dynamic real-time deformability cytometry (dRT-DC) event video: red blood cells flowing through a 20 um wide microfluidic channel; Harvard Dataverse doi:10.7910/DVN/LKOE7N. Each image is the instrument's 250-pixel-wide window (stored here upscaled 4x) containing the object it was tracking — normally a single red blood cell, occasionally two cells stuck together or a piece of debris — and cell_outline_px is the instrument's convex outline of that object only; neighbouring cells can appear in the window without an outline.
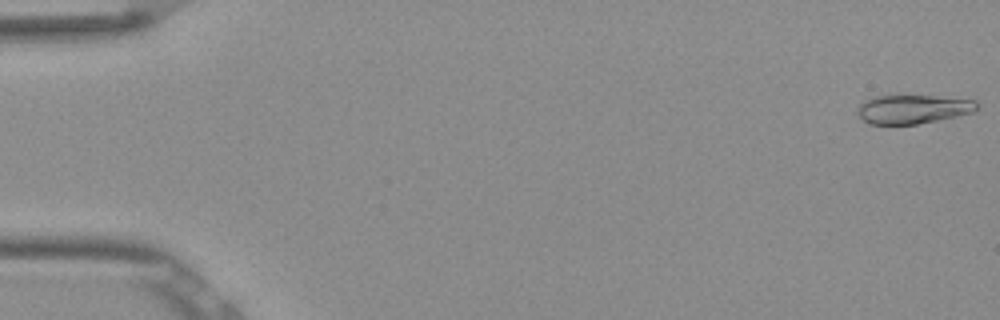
{"species": "Egyptian fruit bat (a non-hibernating species)", "species_latin": "Rousettus aegyptiacus", "temperature_condition": "room temperature", "stored_images_in_passage": 53, "camera_frame_rate_fps": 3000, "um_per_image_px": 0.085, "frame": {"image": 1, "passage_image": 1, "time_ms": 0.0, "image_size_px": [1000, 320], "cell_outline_px": [[976, 108], [972, 112], [956, 116], [916, 124], [868, 124], [856, 112], [856, 108], [864, 100], [872, 96], [932, 96], [976, 100]], "centroid_in_image_um": [77.52, 9.28], "position_along_channel_um": 7.5, "area_um2": 19.83}}
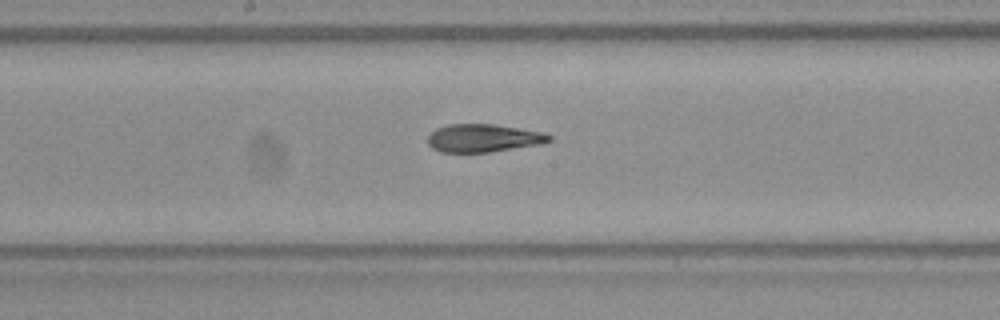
{"frame": {"image": 2, "passage_image": 28, "time_ms": 9.0, "image_size_px": [1000, 320], "cell_outline_px": [[552, 140], [540, 144], [488, 152], [440, 152], [432, 148], [428, 144], [428, 136], [436, 128], [448, 124], [492, 124], [544, 132], [552, 136]], "centroid_in_image_um": [41.07, 11.73], "position_along_channel_um": 207.1, "area_um2": 19.71}}
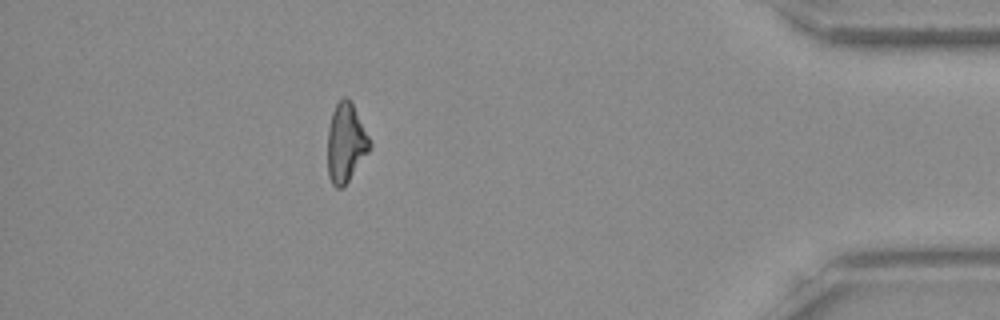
{"frame": {"image": 3, "passage_image": 47, "time_ms": 15.333, "image_size_px": [1000, 320], "cell_outline_px": [[372, 148], [344, 188], [336, 188], [332, 184], [328, 176], [328, 128], [332, 112], [336, 104], [344, 96], [352, 104], [372, 144]], "centroid_in_image_um": [29.39, 12.21], "position_along_channel_um": 405.8, "area_um2": 19.36}, "authors_computed_cell_mechanics": {"area_um2": 20.23, "velocity_mm_per_s": 3.8825, "shape_relaxation_time_tau1_ms": 6.8784, "shape_relaxation_time_tau2_ms": 2.1767, "deformation_change_tau1": 0.2149, "deformation_change_tau2": 0.0964}}